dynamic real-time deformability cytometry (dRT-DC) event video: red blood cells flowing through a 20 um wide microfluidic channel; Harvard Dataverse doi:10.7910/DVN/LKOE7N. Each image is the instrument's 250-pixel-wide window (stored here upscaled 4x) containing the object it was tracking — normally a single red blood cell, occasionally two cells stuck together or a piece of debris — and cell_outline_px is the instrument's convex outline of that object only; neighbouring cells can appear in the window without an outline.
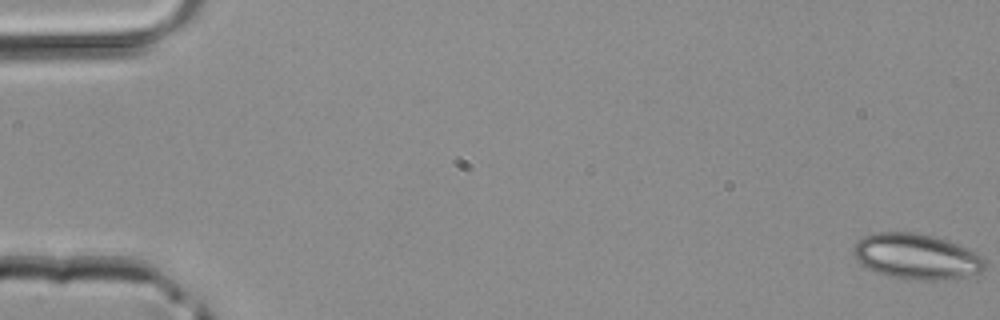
{"species": "common noctule bat (a hibernating species)", "species_latin": "Nyctalus noctula", "temperature_condition": "room temperature", "stored_images_in_passage": 44, "camera_frame_rate_fps": 3000, "um_per_image_px": 0.085, "animal": {"sex": "male", "body_mass_g": 20.4}, "frame": {"image": 1, "passage_image": 1, "time_ms": 0.0, "image_size_px": [1000, 320], "cell_outline_px": [[984, 268], [980, 272], [964, 276], [940, 280], [904, 280], [888, 276], [876, 272], [860, 264], [856, 260], [852, 252], [856, 240], [864, 236], [876, 232], [912, 232], [932, 236], [968, 248], [984, 256]], "centroid_in_image_um": [77.85, 21.81], "position_along_channel_um": 7.1, "area_um2": 34.97}}
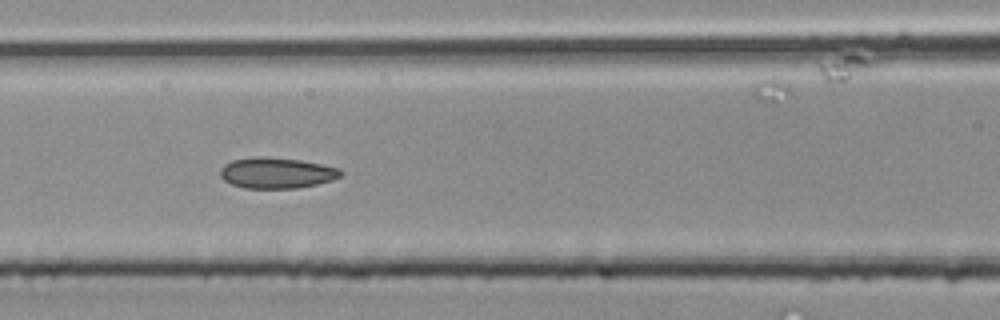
{"frame": {"image": 2, "passage_image": 20, "time_ms": 6.333, "image_size_px": [1000, 320], "cell_outline_px": [[344, 172], [340, 176], [332, 180], [316, 184], [296, 188], [244, 188], [232, 184], [224, 180], [220, 176], [220, 168], [224, 164], [232, 160], [300, 160], [340, 168]], "centroid_in_image_um": [23.55, 14.75], "position_along_channel_um": 143.0, "area_um2": 20.58}}
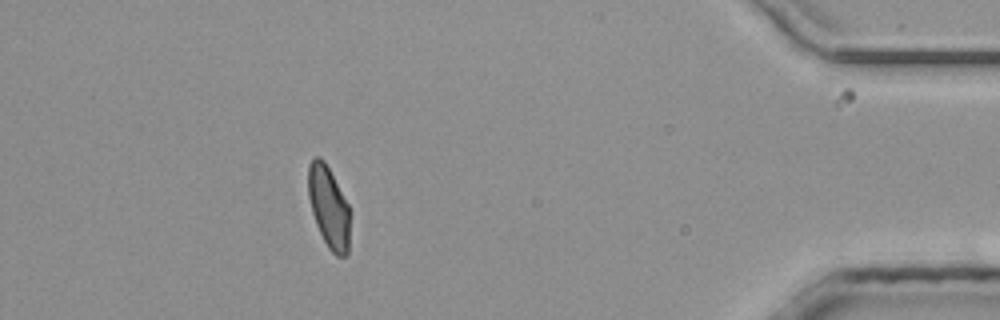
{"frame": {"image": 3, "passage_image": 40, "time_ms": 13.0, "image_size_px": [1000, 320], "cell_outline_px": [[348, 256], [336, 256], [328, 248], [316, 224], [312, 212], [308, 196], [308, 164], [316, 156], [320, 156], [324, 160], [348, 204]], "centroid_in_image_um": [27.91, 17.59], "position_along_channel_um": 407.3, "area_um2": 19.54}}